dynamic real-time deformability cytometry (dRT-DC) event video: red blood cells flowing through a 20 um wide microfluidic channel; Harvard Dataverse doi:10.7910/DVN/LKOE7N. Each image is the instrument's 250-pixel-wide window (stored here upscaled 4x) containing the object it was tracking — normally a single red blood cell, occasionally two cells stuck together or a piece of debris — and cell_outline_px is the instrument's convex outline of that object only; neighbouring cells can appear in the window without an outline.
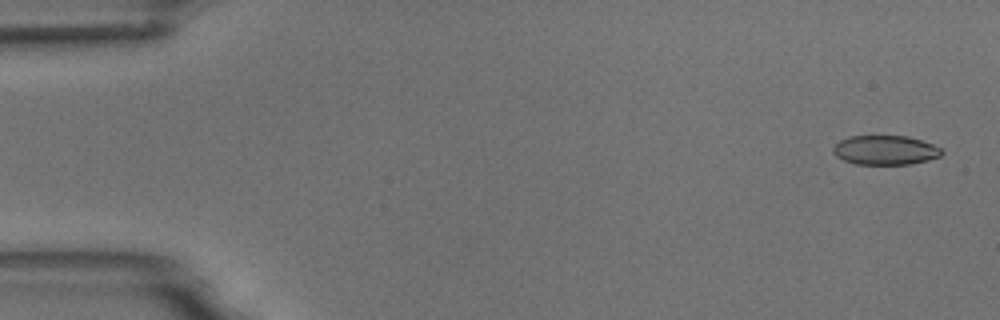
{"species": "common noctule bat (a hibernating species)", "species_latin": "Nyctalus noctula", "temperature_condition": "room temperature", "stored_images_in_passage": 4, "camera_frame_rate_fps": 3000, "um_per_image_px": 0.085, "animal": {"sex": "male", "body_mass_g": 18.8}, "frame": {"image": 1, "passage_image": 1, "time_ms": 0.0, "image_size_px": [1000, 320], "cell_outline_px": [[944, 152], [940, 156], [928, 160], [908, 164], [856, 164], [844, 160], [836, 156], [832, 152], [832, 148], [840, 140], [848, 136], [908, 136], [932, 144], [940, 148]], "centroid_in_image_um": [75.23, 12.76], "position_along_channel_um": 9.8, "area_um2": 18.5}}
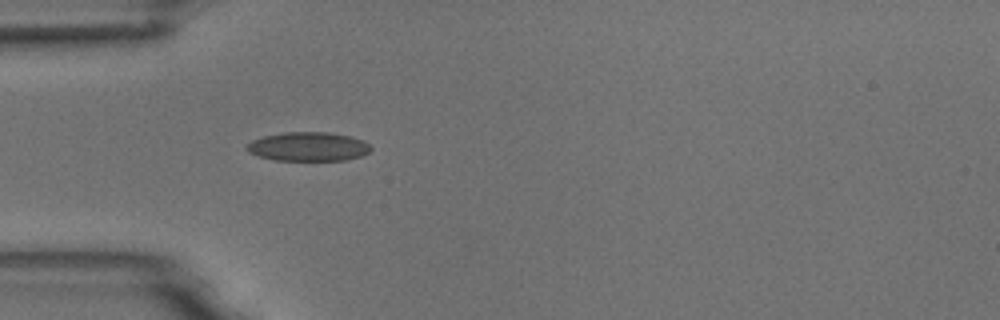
{"frame": {"image": 2, "passage_image": 4, "time_ms": 4.667, "image_size_px": [1000, 320], "cell_outline_px": [[372, 148], [368, 152], [360, 156], [344, 160], [276, 160], [260, 156], [248, 152], [244, 148], [252, 140], [264, 136], [284, 132], [328, 132], [348, 136], [364, 140]], "centroid_in_image_um": [26.19, 12.45], "position_along_channel_um": 58.8, "area_um2": 20.81}}